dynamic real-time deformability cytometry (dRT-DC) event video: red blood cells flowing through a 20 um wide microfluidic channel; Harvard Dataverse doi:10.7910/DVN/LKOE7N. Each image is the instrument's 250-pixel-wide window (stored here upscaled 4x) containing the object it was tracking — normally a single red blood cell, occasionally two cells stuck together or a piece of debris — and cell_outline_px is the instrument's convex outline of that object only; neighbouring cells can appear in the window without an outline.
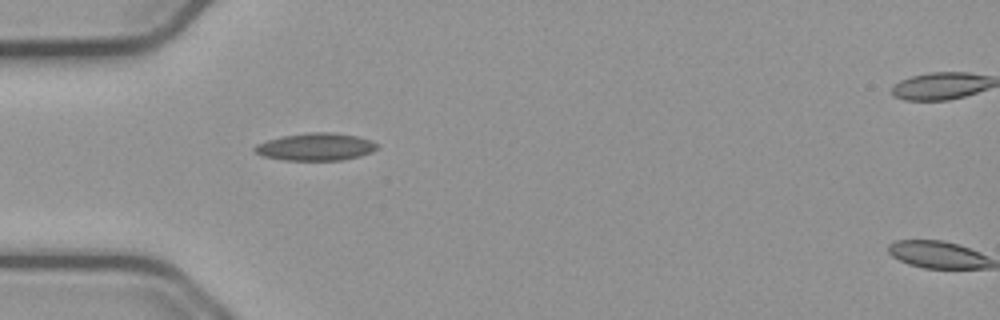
{"species": "common noctule bat (a hibernating species)", "species_latin": "Nyctalus noctula", "temperature_condition": "cold", "stored_images_in_passage": 2, "camera_frame_rate_fps": 3000, "um_per_image_px": 0.085, "animal": {"sex": "male", "body_mass_g": 23.1, "forearm_length_mm": 52.7}, "frame": {"image": 1, "passage_image": 1, "time_ms": 0.0, "image_size_px": [1000, 320], "cell_outline_px": [[380, 144], [372, 152], [360, 156], [340, 160], [284, 160], [264, 156], [256, 152], [252, 148], [256, 144], [268, 140], [284, 136], [308, 132], [332, 132], [356, 136], [372, 140]], "centroid_in_image_um": [26.86, 12.47], "position_along_channel_um": 58.1, "area_um2": 19.54}}